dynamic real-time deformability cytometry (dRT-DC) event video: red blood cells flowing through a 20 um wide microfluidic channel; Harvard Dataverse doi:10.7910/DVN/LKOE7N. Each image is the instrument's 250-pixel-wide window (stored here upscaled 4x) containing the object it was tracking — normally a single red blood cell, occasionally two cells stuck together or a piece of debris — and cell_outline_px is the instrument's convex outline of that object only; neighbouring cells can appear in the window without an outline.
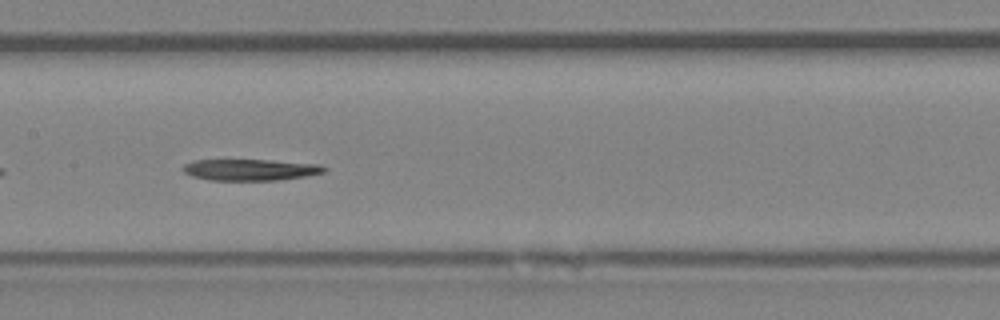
{"species": "Egyptian fruit bat (a non-hibernating species)", "species_latin": "Rousettus aegyptiacus", "temperature_condition": "room temperature", "stored_images_in_passage": 37, "camera_frame_rate_fps": 3000, "um_per_image_px": 0.085, "animal": {"sex": "female"}, "frame": {"image": 1, "passage_image": 11, "time_ms": 3.333, "image_size_px": [1000, 320], "cell_outline_px": [[328, 168], [324, 172], [304, 176], [280, 180], [208, 180], [192, 176], [184, 172], [180, 168], [184, 164], [192, 160], [272, 160], [320, 164]], "centroid_in_image_um": [21.25, 14.42], "position_along_channel_um": 186.1, "area_um2": 17.69}}
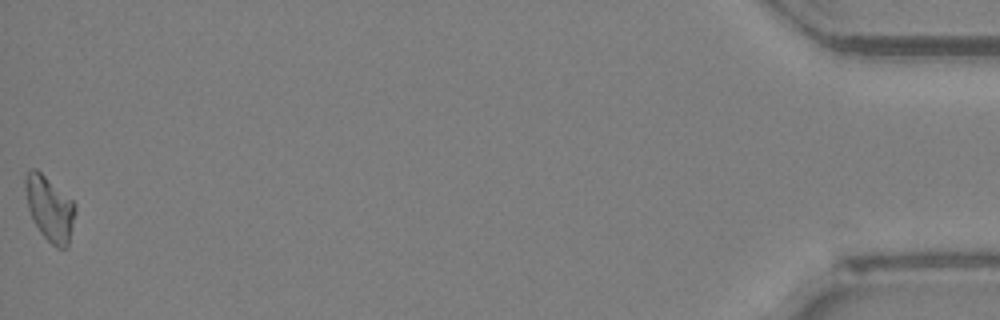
{"frame": {"image": 2, "passage_image": 37, "time_ms": 12.0, "image_size_px": [1000, 320], "cell_outline_px": [[76, 212], [68, 244], [64, 248], [56, 248], [40, 232], [32, 220], [28, 208], [24, 184], [24, 176], [32, 168], [36, 168], [72, 200], [76, 204]], "centroid_in_image_um": [4.21, 17.71], "position_along_channel_um": 431.0, "area_um2": 18.79}}